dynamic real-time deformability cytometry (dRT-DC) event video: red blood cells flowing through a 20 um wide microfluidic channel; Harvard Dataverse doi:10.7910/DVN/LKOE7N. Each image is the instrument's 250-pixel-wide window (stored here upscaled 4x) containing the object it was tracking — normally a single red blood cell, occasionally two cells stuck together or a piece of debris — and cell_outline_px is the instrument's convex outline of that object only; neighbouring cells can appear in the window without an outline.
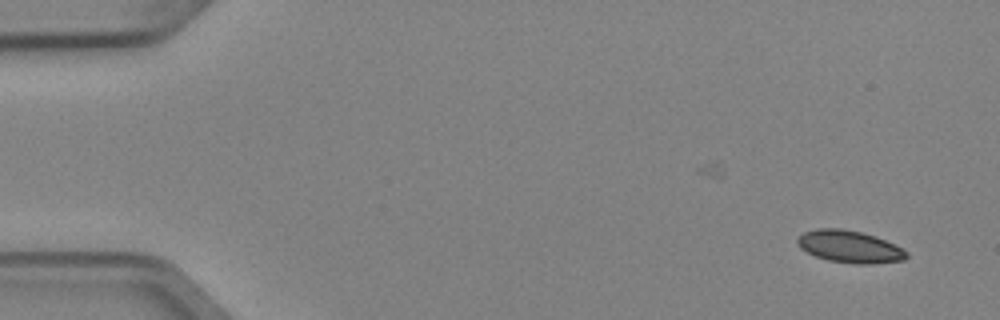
{"species": "Egyptian fruit bat (a non-hibernating species)", "species_latin": "Rousettus aegyptiacus", "temperature_condition": "cold", "stored_images_in_passage": 5, "camera_frame_rate_fps": 3000, "um_per_image_px": 0.085, "animal": {"sex": "female"}, "frame": {"image": 1, "passage_image": 1, "time_ms": 0.0, "image_size_px": [1000, 320], "cell_outline_px": [[908, 256], [904, 260], [872, 264], [856, 264], [828, 260], [816, 256], [800, 248], [796, 240], [804, 232], [816, 228], [840, 228], [860, 232], [876, 236], [904, 248], [908, 252]], "centroid_in_image_um": [72.25, 20.96], "position_along_channel_um": 12.7, "area_um2": 20.52}}
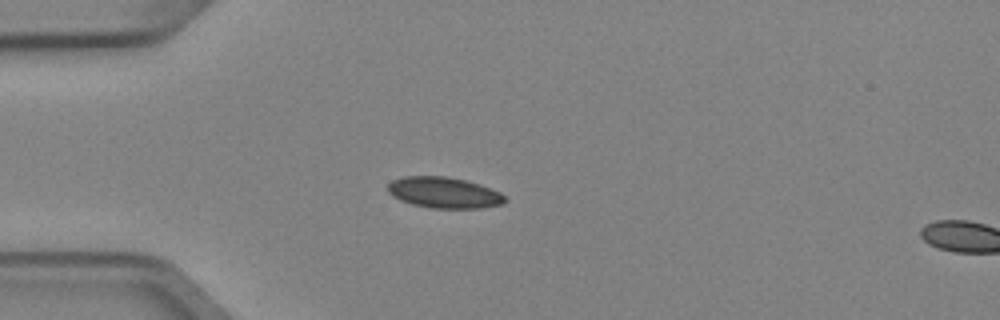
{"frame": {"image": 2, "passage_image": 4, "time_ms": 1.0, "image_size_px": [1000, 320], "cell_outline_px": [[508, 200], [504, 204], [480, 208], [432, 208], [412, 204], [400, 200], [392, 196], [388, 192], [388, 184], [392, 180], [404, 176], [448, 176], [480, 184], [500, 192]], "centroid_in_image_um": [37.75, 16.37], "position_along_channel_um": 47.3, "area_um2": 21.27}}